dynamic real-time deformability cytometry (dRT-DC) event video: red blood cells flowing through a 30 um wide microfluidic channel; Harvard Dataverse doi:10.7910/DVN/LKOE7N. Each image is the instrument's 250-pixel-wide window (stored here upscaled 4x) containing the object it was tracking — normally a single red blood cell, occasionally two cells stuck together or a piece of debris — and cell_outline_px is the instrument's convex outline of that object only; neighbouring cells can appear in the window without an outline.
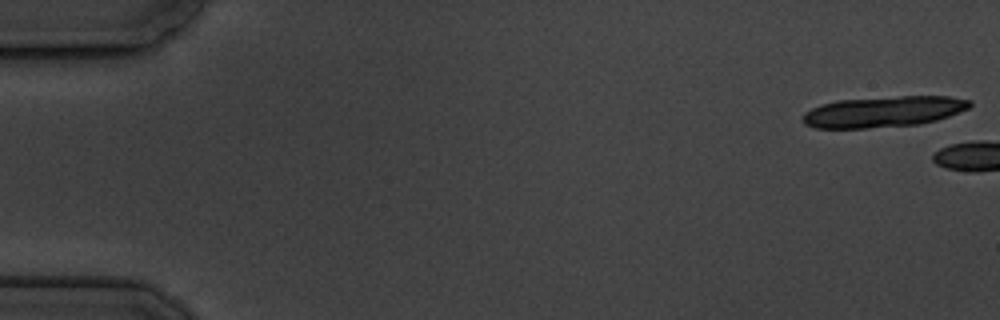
{"species": "common noctule bat (a hibernating species)", "species_latin": "Nyctalus noctula", "temperature_condition": "cold", "stored_images_in_passage": 2, "camera_frame_rate_fps": 3000, "um_per_image_px": 0.085, "animal": {"sex": "male", "body_mass_g": 19.5, "forearm_length_mm": 54.6}, "frame": {"image": 1, "passage_image": 1, "time_ms": 0.0, "image_size_px": [1000, 320], "cell_outline_px": [[972, 104], [968, 108], [948, 116], [936, 120], [920, 124], [868, 128], [816, 128], [804, 124], [804, 112], [820, 104], [836, 100], [900, 96], [948, 96], [972, 100]], "centroid_in_image_um": [75.09, 9.49], "position_along_channel_um": 9.9, "area_um2": 30.06}}